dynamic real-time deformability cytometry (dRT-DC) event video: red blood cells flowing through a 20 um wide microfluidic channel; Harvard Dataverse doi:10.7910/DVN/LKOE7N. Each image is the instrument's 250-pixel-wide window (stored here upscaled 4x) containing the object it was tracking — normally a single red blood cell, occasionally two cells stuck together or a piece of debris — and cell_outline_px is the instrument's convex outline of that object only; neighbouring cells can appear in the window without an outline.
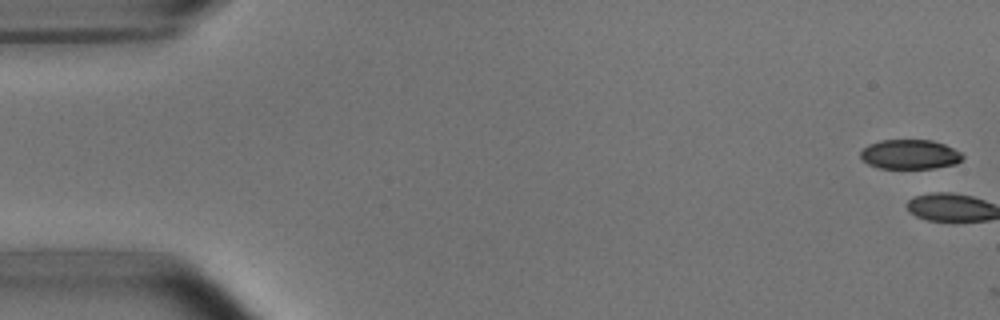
{"species": "common noctule bat (a hibernating species)", "species_latin": "Nyctalus noctula", "temperature_condition": "room temperature", "stored_images_in_passage": 3, "camera_frame_rate_fps": 3000, "um_per_image_px": 0.085, "animal": {"sex": "male", "body_mass_g": 15.6}, "frame": {"image": 1, "passage_image": 1, "time_ms": 0.0, "image_size_px": [1000, 320], "cell_outline_px": [[964, 156], [956, 164], [932, 168], [880, 168], [868, 164], [860, 156], [860, 152], [868, 144], [880, 140], [932, 140], [944, 144], [960, 152]], "centroid_in_image_um": [77.33, 13.11], "position_along_channel_um": 7.7, "area_um2": 17.46}}